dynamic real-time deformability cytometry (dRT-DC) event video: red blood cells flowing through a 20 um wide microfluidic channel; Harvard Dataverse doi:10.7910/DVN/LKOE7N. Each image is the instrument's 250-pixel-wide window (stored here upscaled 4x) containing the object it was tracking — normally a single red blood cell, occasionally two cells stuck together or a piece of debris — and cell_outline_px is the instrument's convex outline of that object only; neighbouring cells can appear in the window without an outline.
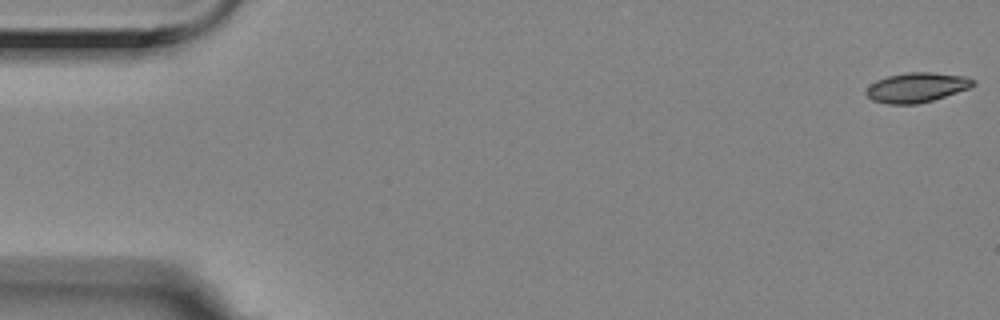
{"species": "Egyptian fruit bat (a non-hibernating species)", "species_latin": "Rousettus aegyptiacus", "temperature_condition": "room temperature", "stored_images_in_passage": 4, "camera_frame_rate_fps": 3000, "um_per_image_px": 0.085, "animal": {"sex": "female"}, "frame": {"image": 1, "passage_image": 1, "time_ms": 0.0, "image_size_px": [1000, 320], "cell_outline_px": [[976, 84], [968, 88], [932, 100], [916, 104], [888, 104], [872, 100], [864, 92], [876, 80], [888, 76], [908, 72], [932, 72], [968, 76], [976, 80]], "centroid_in_image_um": [77.94, 7.42], "position_along_channel_um": 7.1, "area_um2": 18.44}}
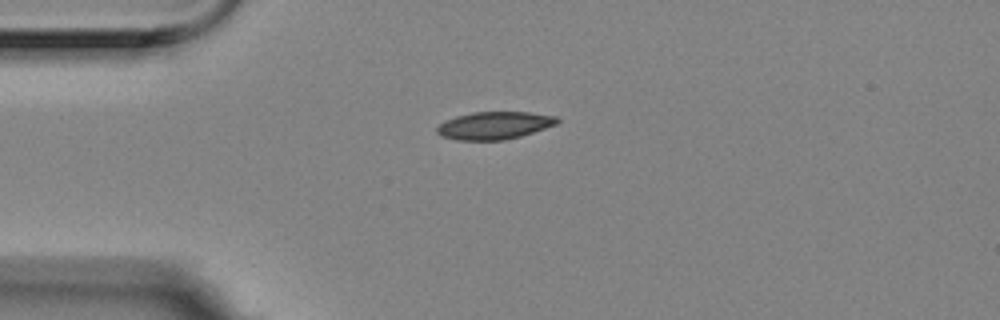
{"frame": {"image": 2, "passage_image": 4, "time_ms": 1.0, "image_size_px": [1000, 320], "cell_outline_px": [[560, 120], [556, 124], [520, 136], [504, 140], [456, 140], [440, 136], [436, 132], [436, 128], [444, 120], [456, 116], [472, 112], [528, 112], [556, 116]], "centroid_in_image_um": [41.97, 10.66], "position_along_channel_um": 43.0, "area_um2": 19.31}}